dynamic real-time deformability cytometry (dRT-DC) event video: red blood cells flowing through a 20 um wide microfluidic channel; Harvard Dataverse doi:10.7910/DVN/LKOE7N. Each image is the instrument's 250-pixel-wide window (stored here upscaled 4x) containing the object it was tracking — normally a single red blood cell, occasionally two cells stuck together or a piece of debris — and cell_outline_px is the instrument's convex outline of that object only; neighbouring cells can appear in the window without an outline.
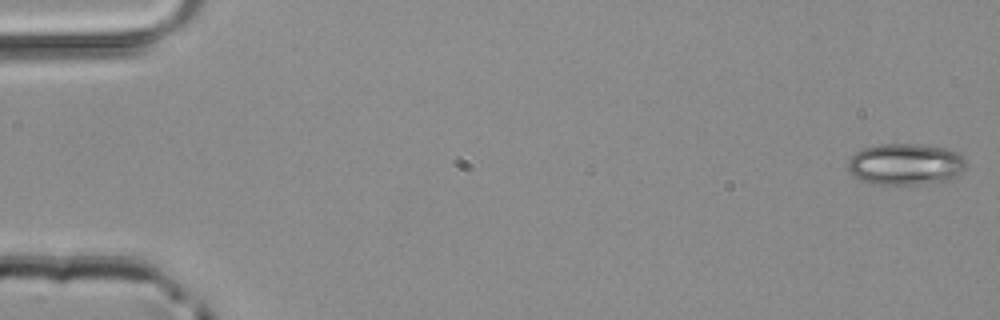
{"species": "common noctule bat (a hibernating species)", "species_latin": "Nyctalus noctula", "temperature_condition": "room temperature", "stored_images_in_passage": 15, "camera_frame_rate_fps": 3000, "um_per_image_px": 0.085, "animal": {"sex": "male", "body_mass_g": 20.4}, "frame": {"image": 1, "passage_image": 1, "time_ms": 0.0, "image_size_px": [1000, 320], "cell_outline_px": [[964, 168], [960, 172], [944, 180], [916, 184], [876, 184], [852, 176], [848, 168], [848, 160], [856, 152], [864, 148], [880, 144], [920, 144], [944, 148], [956, 152], [964, 160]], "centroid_in_image_um": [76.9, 13.94], "position_along_channel_um": 8.1, "area_um2": 27.92}}